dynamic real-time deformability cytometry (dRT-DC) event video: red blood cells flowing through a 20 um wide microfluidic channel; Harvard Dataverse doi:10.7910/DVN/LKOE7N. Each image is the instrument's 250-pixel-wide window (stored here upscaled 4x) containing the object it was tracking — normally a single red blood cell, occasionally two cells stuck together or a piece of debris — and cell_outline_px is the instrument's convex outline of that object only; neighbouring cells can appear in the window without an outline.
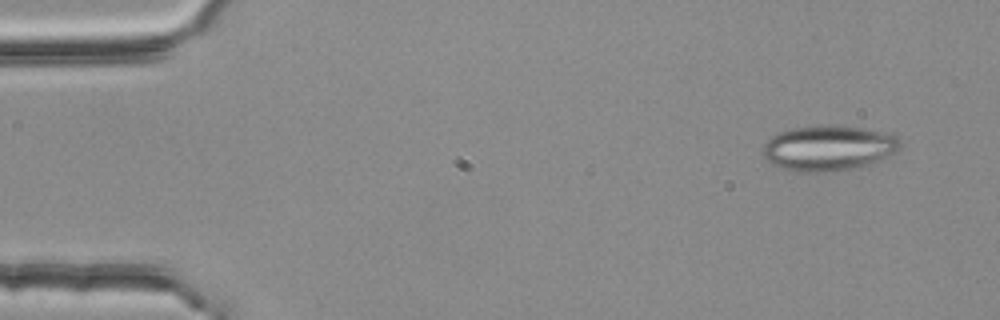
{"species": "common noctule bat (a hibernating species)", "species_latin": "Nyctalus noctula", "temperature_condition": "room temperature", "stored_images_in_passage": 3, "camera_frame_rate_fps": 3000, "um_per_image_px": 0.085, "animal": {"sex": "female", "body_mass_g": 25.1}, "frame": {"image": 1, "passage_image": 1, "time_ms": 0.0, "image_size_px": [1000, 320], "cell_outline_px": [[900, 148], [880, 160], [836, 172], [796, 172], [772, 164], [764, 156], [764, 144], [772, 136], [780, 132], [792, 128], [820, 124], [832, 124], [864, 128], [896, 136], [900, 140]], "centroid_in_image_um": [70.39, 12.57], "position_along_channel_um": 14.6, "area_um2": 36.13}}